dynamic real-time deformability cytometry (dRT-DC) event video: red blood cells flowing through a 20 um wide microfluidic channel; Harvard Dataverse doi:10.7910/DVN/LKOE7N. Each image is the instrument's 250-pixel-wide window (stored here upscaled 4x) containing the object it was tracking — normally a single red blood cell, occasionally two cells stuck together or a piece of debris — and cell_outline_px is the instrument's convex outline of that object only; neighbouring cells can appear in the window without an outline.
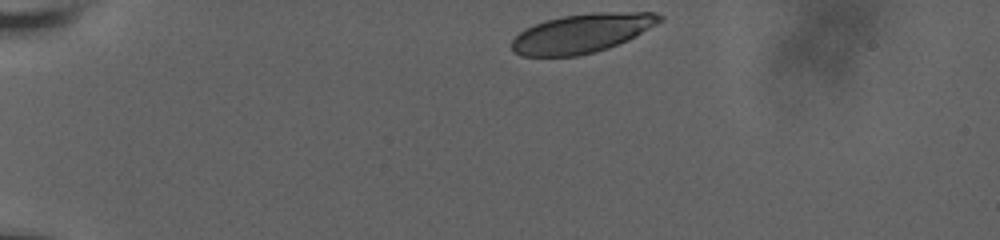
{"species": "human", "species_latin": "Homo sapiens", "temperature_condition": "room temperature", "stored_images_in_passage": 20, "camera_frame_rate_fps": 3000, "um_per_image_px": 0.085, "donor": {"sex": "male"}, "frame": {"image": 1, "passage_image": 1, "time_ms": 0.0, "image_size_px": [1000, 240], "cell_outline_px": [[664, 20], [636, 36], [628, 40], [608, 48], [596, 52], [576, 56], [520, 56], [512, 52], [512, 40], [524, 28], [548, 20], [564, 16], [596, 12], [656, 12], [664, 16]], "centroid_in_image_um": [49.5, 2.83], "position_along_channel_um": 35.5, "area_um2": 33.7}}
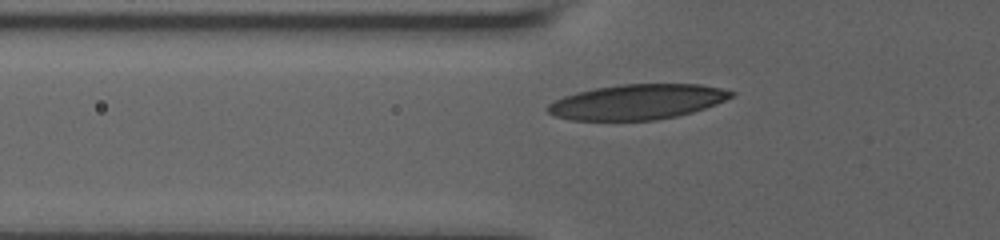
{"frame": {"image": 2, "passage_image": 15, "time_ms": 3.0, "image_size_px": [1000, 240], "cell_outline_px": [[736, 92], [732, 96], [716, 104], [692, 112], [676, 116], [656, 120], [572, 120], [556, 116], [548, 112], [548, 104], [564, 96], [576, 92], [596, 88], [620, 84], [700, 84], [720, 88]], "centroid_in_image_um": [54.17, 8.65], "position_along_channel_um": 71.6, "area_um2": 37.28}}
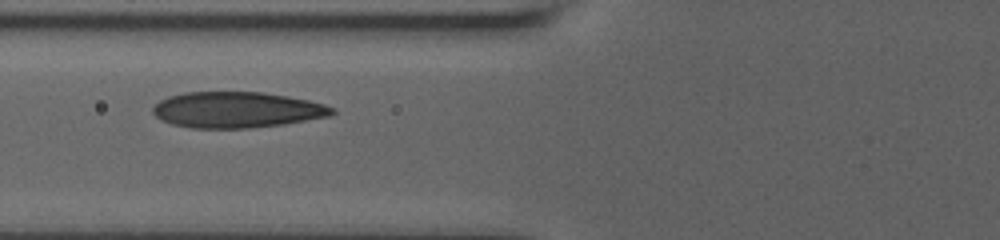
{"frame": {"image": 3, "passage_image": 19, "time_ms": 4.0, "image_size_px": [1000, 240], "cell_outline_px": [[336, 112], [328, 116], [284, 124], [248, 128], [192, 128], [172, 124], [160, 120], [152, 112], [152, 108], [160, 100], [168, 96], [184, 92], [264, 92], [288, 96], [308, 100], [324, 104], [336, 108]], "centroid_in_image_um": [20.12, 9.33], "position_along_channel_um": 105.7, "area_um2": 37.63}}